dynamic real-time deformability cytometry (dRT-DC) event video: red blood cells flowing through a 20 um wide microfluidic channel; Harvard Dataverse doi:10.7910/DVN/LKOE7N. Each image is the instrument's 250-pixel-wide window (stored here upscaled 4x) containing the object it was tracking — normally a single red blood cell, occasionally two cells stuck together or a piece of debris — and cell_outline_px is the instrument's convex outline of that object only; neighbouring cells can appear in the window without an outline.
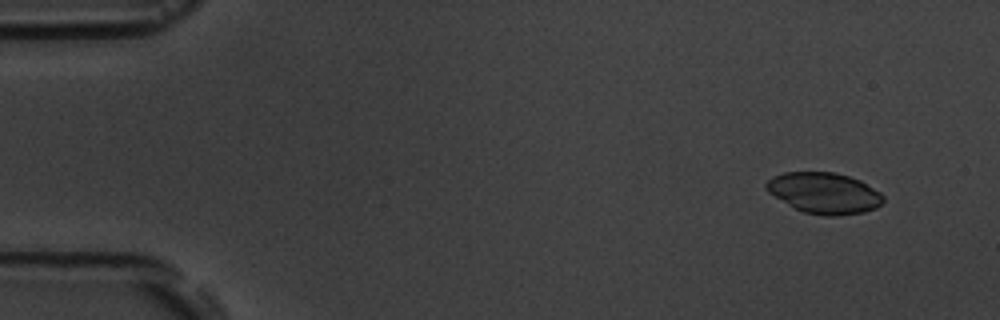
{"species": "common noctule bat (a hibernating species)", "species_latin": "Nyctalus noctula", "temperature_condition": "room temperature", "stored_images_in_passage": 4, "camera_frame_rate_fps": 3000, "um_per_image_px": 0.085, "animal": {"sex": "male", "body_mass_g": 19.5, "forearm_length_mm": 54.6}, "frame": {"image": 1, "passage_image": 2, "time_ms": 1.333, "image_size_px": [1000, 320], "cell_outline_px": [[884, 200], [876, 208], [864, 212], [836, 216], [824, 216], [804, 212], [788, 204], [768, 192], [764, 188], [764, 184], [772, 176], [784, 172], [836, 172], [860, 180], [880, 192], [884, 196]], "centroid_in_image_um": [70.05, 16.4], "position_along_channel_um": 14.9, "area_um2": 27.98}}